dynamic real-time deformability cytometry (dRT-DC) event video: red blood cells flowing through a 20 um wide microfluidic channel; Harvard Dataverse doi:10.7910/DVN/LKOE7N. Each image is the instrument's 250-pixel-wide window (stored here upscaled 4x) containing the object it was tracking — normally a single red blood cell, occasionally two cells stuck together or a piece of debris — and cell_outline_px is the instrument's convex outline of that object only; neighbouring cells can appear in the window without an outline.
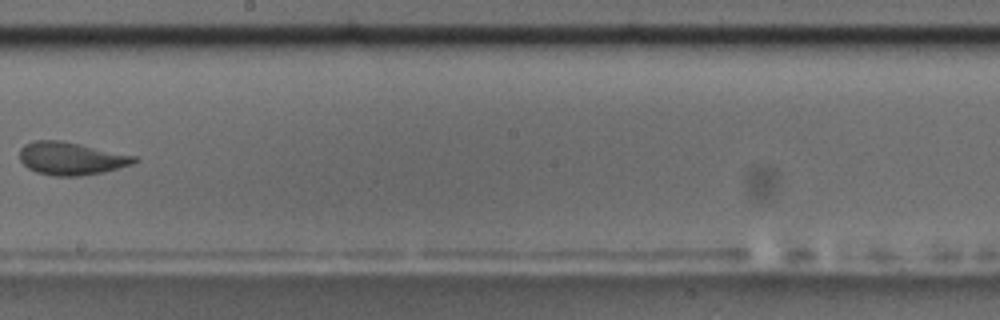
{"species": "common noctule bat (a hibernating species)", "species_latin": "Nyctalus noctula", "temperature_condition": "room temperature", "stored_images_in_passage": 10, "camera_frame_rate_fps": 3000, "um_per_image_px": 0.085, "animal": {"sex": "male", "body_mass_g": 17.5, "forearm_length_mm": 52.3}, "frame": {"image": 1, "passage_image": 9, "time_ms": 10.333, "image_size_px": [1000, 320], "cell_outline_px": [[140, 160], [132, 164], [104, 172], [80, 176], [56, 176], [36, 172], [28, 168], [20, 160], [20, 148], [24, 144], [36, 140], [60, 140], [80, 144], [136, 156]], "centroid_in_image_um": [6.04, 13.47], "position_along_channel_um": 242.2, "area_um2": 21.91}}